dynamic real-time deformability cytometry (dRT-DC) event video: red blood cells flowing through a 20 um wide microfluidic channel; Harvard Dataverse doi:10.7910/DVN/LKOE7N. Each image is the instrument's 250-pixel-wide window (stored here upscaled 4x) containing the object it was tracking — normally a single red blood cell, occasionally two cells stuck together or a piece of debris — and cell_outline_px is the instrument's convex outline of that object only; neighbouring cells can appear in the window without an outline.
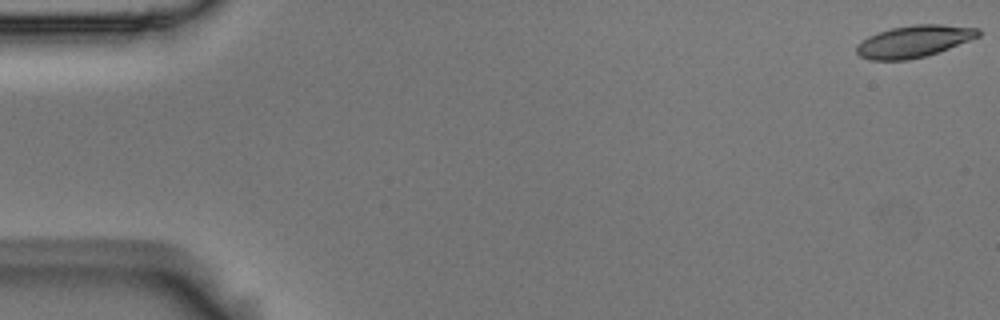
{"species": "Egyptian fruit bat (a non-hibernating species)", "species_latin": "Rousettus aegyptiacus", "temperature_condition": "room temperature", "stored_images_in_passage": 16, "camera_frame_rate_fps": 3000, "um_per_image_px": 0.085, "animal": {"sex": "male"}, "frame": {"image": 1, "passage_image": 1, "time_ms": 0.0, "image_size_px": [1000, 320], "cell_outline_px": [[980, 36], [948, 48], [924, 56], [908, 60], [868, 60], [860, 56], [856, 52], [856, 44], [868, 36], [876, 32], [892, 28], [916, 24], [940, 24], [980, 28]], "centroid_in_image_um": [77.64, 3.51], "position_along_channel_um": 7.4, "area_um2": 22.6}}
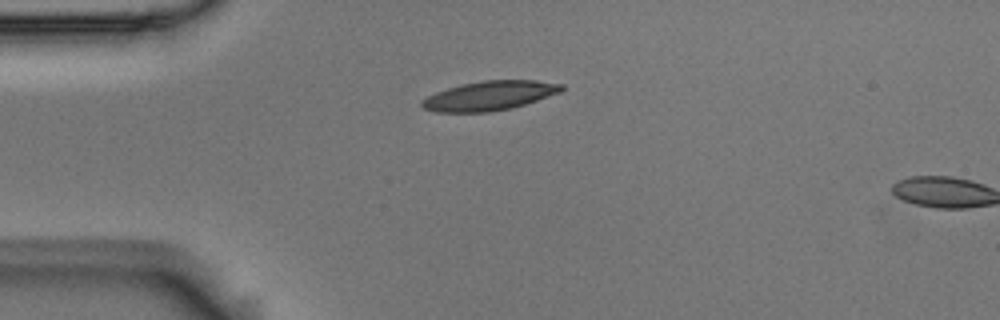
{"frame": {"image": 2, "passage_image": 14, "time_ms": 4.333, "image_size_px": [1000, 320], "cell_outline_px": [[564, 88], [560, 92], [512, 108], [488, 112], [436, 112], [424, 108], [420, 104], [420, 100], [436, 92], [448, 88], [464, 84], [484, 80], [536, 80], [564, 84]], "centroid_in_image_um": [41.6, 8.13], "position_along_channel_um": 43.4, "area_um2": 23.7}}